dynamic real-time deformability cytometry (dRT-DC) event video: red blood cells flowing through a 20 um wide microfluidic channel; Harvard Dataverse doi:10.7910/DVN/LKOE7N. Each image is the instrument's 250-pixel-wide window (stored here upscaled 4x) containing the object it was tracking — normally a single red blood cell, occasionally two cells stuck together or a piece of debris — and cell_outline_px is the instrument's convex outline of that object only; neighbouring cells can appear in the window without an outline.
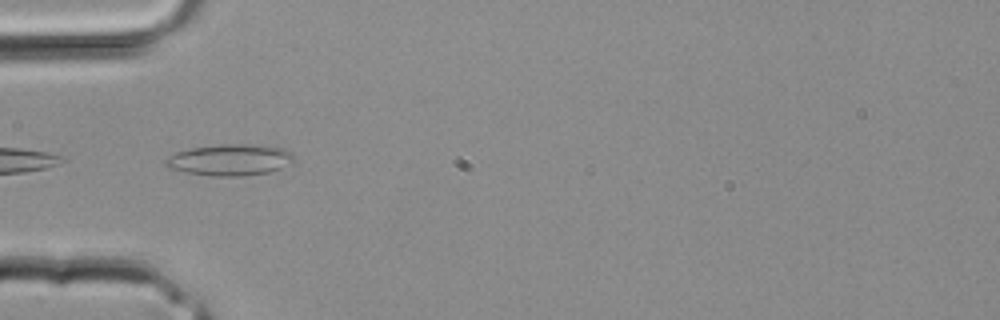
{"species": "common noctule bat (a hibernating species)", "species_latin": "Nyctalus noctula", "temperature_condition": "room temperature", "stored_images_in_passage": 3, "camera_frame_rate_fps": 3000, "um_per_image_px": 0.085, "animal": {"sex": "male", "body_mass_g": 20.4}, "frame": {"image": 1, "passage_image": 3, "time_ms": 0.667, "image_size_px": [1000, 320], "cell_outline_px": [[296, 160], [292, 164], [268, 172], [240, 176], [212, 176], [184, 172], [168, 168], [164, 164], [164, 160], [168, 156], [176, 152], [188, 148], [220, 144], [252, 144], [284, 148], [292, 152], [296, 156]], "centroid_in_image_um": [19.56, 13.58], "position_along_channel_um": 65.4, "area_um2": 23.87}}